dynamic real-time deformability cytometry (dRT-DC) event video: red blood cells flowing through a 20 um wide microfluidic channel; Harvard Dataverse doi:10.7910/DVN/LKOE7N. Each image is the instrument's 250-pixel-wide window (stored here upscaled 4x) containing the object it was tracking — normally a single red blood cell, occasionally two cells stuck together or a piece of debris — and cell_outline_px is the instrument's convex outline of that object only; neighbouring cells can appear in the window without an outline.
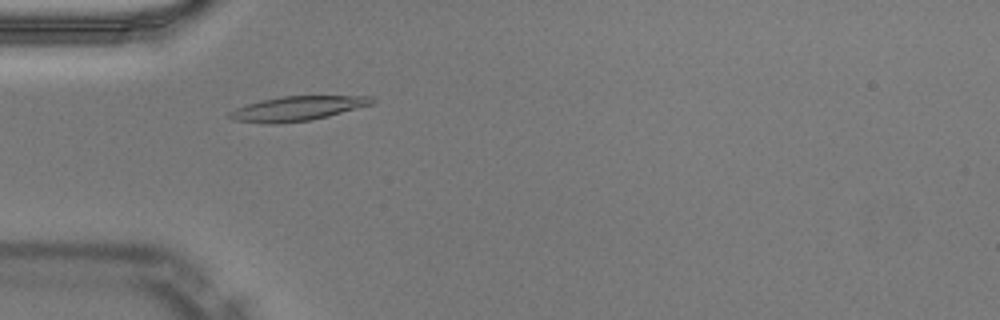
{"species": "Egyptian fruit bat (a non-hibernating species)", "species_latin": "Rousettus aegyptiacus", "temperature_condition": "warm", "stored_images_in_passage": 47, "camera_frame_rate_fps": 3000, "um_per_image_px": 0.085, "animal": {"sex": "male"}, "frame": {"image": 1, "passage_image": 12, "time_ms": 3.667, "image_size_px": [1000, 320], "cell_outline_px": [[376, 100], [372, 104], [328, 116], [312, 120], [272, 124], [268, 124], [232, 120], [228, 116], [228, 112], [236, 108], [260, 100], [280, 96], [372, 96]], "centroid_in_image_um": [25.25, 9.22], "position_along_channel_um": 59.8, "area_um2": 20.35}}
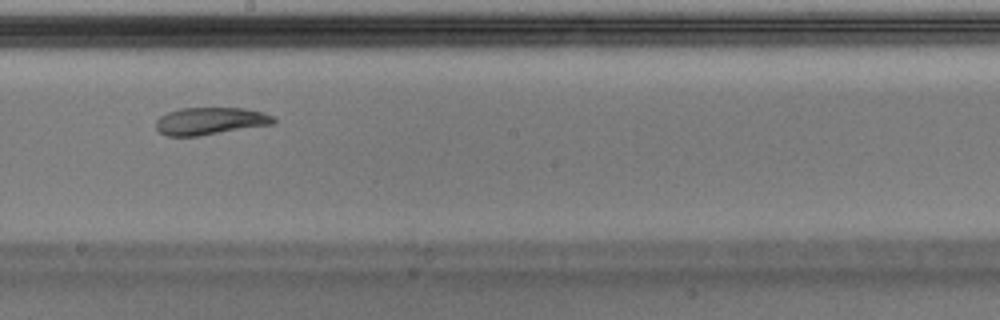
{"frame": {"image": 2, "passage_image": 25, "time_ms": 8.0, "image_size_px": [1000, 320], "cell_outline_px": [[276, 124], [200, 136], [168, 136], [160, 132], [156, 128], [156, 120], [160, 116], [168, 112], [180, 108], [244, 108], [260, 112], [272, 116], [276, 120]], "centroid_in_image_um": [17.88, 10.3], "position_along_channel_um": 230.3, "area_um2": 18.84}}
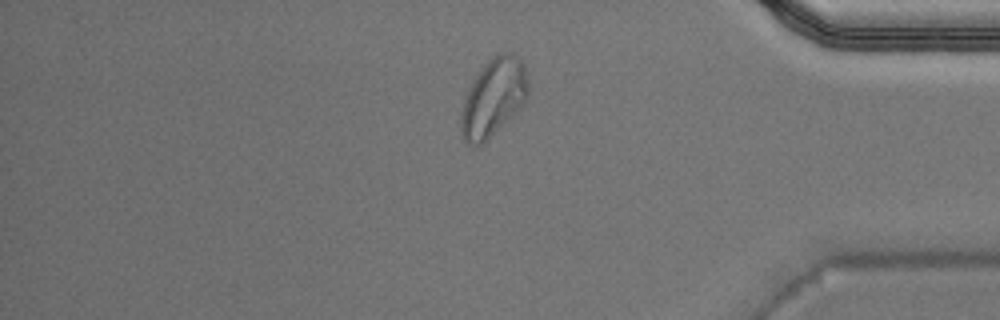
{"frame": {"image": 3, "passage_image": 39, "time_ms": 12.667, "image_size_px": [1000, 320], "cell_outline_px": [[528, 96], [524, 104], [484, 144], [472, 148], [464, 140], [460, 132], [460, 112], [468, 88], [484, 64], [496, 52], [512, 52], [524, 64], [528, 80]], "centroid_in_image_um": [41.92, 8.32], "position_along_channel_um": 393.3, "area_um2": 30.92}, "authors_computed_cell_mechanics": {"area_um2": 19.9988, "velocity_mm_per_s": 4.0047, "shape_relaxation_time_tau1_ms": null, "shape_relaxation_time_tau2_ms": 3.8447, "deformation_change_tau1": null, "deformation_change_tau2": 0.0949}}